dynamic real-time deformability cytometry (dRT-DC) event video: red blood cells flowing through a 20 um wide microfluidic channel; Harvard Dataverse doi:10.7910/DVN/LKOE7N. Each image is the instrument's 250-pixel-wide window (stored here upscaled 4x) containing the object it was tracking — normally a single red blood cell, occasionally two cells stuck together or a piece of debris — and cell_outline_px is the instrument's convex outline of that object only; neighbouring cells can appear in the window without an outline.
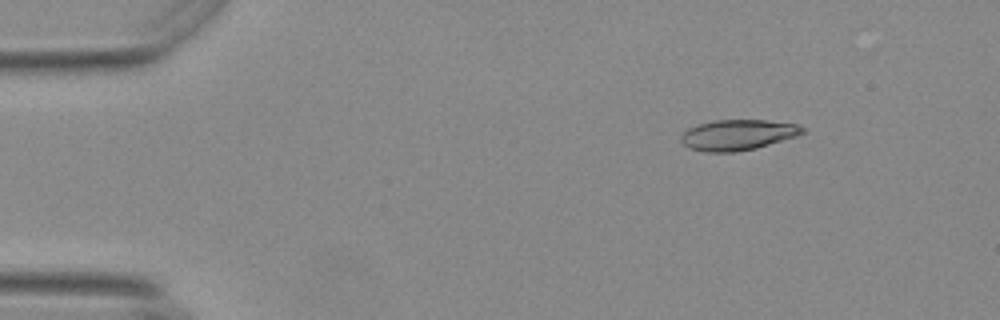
{"species": "Egyptian fruit bat (a non-hibernating species)", "species_latin": "Rousettus aegyptiacus", "temperature_condition": "warm", "stored_images_in_passage": 51, "camera_frame_rate_fps": 3000, "um_per_image_px": 0.085, "animal": {"sex": "female"}, "frame": {"image": 1, "passage_image": 3, "time_ms": 0.667, "image_size_px": [1000, 320], "cell_outline_px": [[804, 132], [796, 136], [756, 148], [736, 152], [704, 152], [688, 148], [680, 140], [680, 136], [688, 128], [700, 124], [716, 120], [764, 120], [796, 124], [804, 128]], "centroid_in_image_um": [62.67, 11.47], "position_along_channel_um": 22.3, "area_um2": 21.5}}
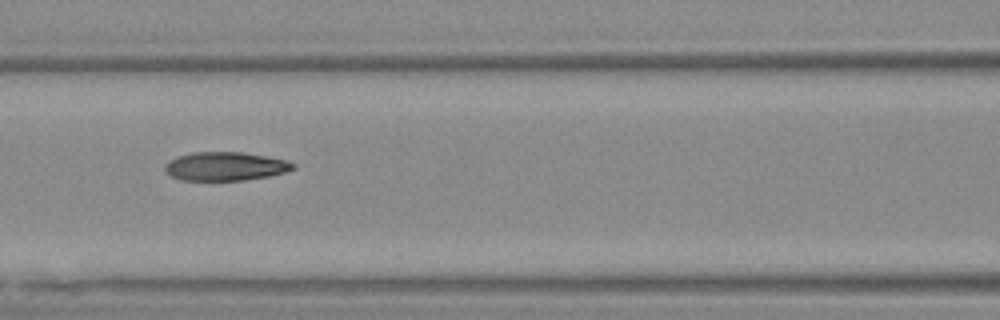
{"frame": {"image": 2, "passage_image": 20, "time_ms": 6.333, "image_size_px": [1000, 320], "cell_outline_px": [[296, 168], [284, 172], [268, 176], [244, 180], [180, 180], [164, 172], [164, 164], [168, 160], [176, 156], [192, 152], [240, 152], [288, 160], [296, 164]], "centroid_in_image_um": [19.11, 14.13], "position_along_channel_um": 147.5, "area_um2": 21.5}}
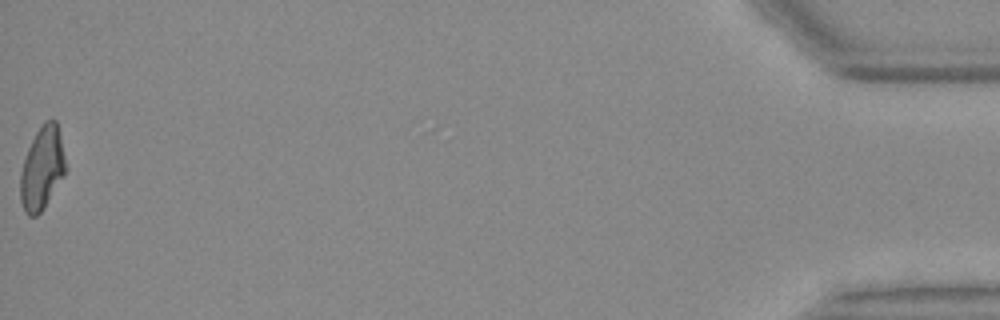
{"frame": {"image": 3, "passage_image": 51, "time_ms": 16.667, "image_size_px": [1000, 320], "cell_outline_px": [[68, 168], [64, 176], [44, 208], [36, 216], [28, 216], [24, 212], [20, 200], [20, 172], [28, 148], [36, 132], [44, 120], [56, 120]], "centroid_in_image_um": [3.58, 14.32], "position_along_channel_um": 431.6, "area_um2": 22.08}, "authors_computed_cell_mechanics": {"area_um2": 21.8484, "velocity_mm_per_s": 3.7137, "shape_relaxation_time_tau1_ms": 7.3405, "shape_relaxation_time_tau2_ms": 2.7749, "deformation_change_tau1": 0.2283, "deformation_change_tau2": 0.0951}}